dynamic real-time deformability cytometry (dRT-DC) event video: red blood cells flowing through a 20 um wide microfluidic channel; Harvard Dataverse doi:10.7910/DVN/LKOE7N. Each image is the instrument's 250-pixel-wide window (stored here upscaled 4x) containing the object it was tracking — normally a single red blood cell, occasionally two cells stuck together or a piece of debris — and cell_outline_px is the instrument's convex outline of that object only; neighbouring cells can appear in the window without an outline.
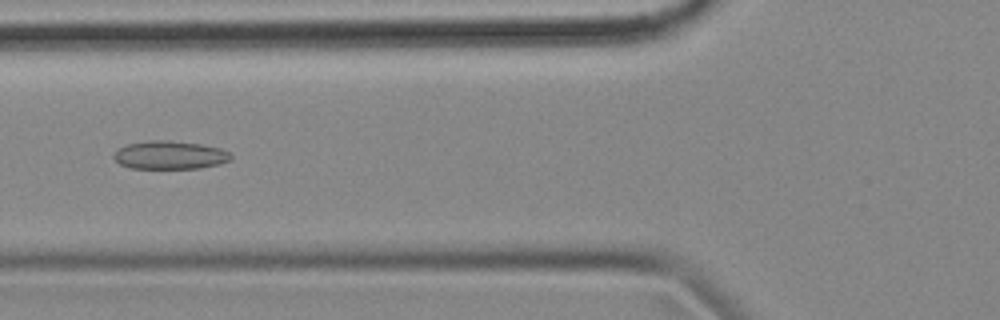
{"species": "common noctule bat (a hibernating species)", "species_latin": "Nyctalus noctula", "temperature_condition": "cold", "stored_images_in_passage": 46, "camera_frame_rate_fps": 3000, "um_per_image_px": 0.085, "animal": {"sex": "female", "body_mass_g": 18.4}, "frame": {"image": 1, "passage_image": 11, "time_ms": 3.333, "image_size_px": [1000, 320], "cell_outline_px": [[232, 156], [228, 160], [220, 164], [200, 168], [132, 168], [120, 164], [112, 156], [116, 148], [128, 144], [148, 140], [168, 140], [200, 144], [220, 148], [228, 152]], "centroid_in_image_um": [14.4, 13.17], "position_along_channel_um": 111.4, "area_um2": 19.25}}
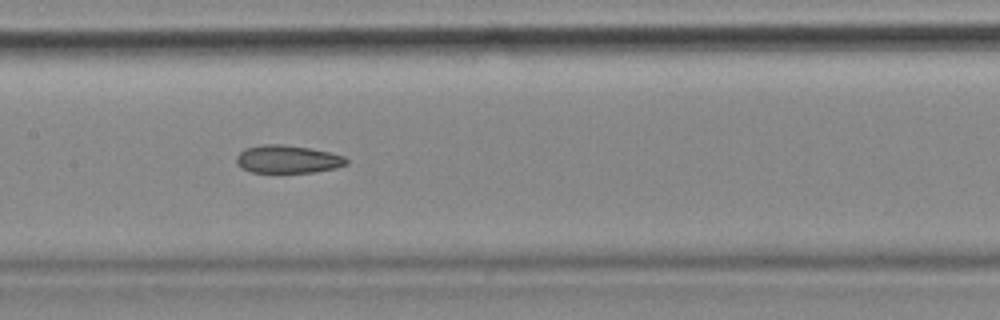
{"frame": {"image": 2, "passage_image": 17, "time_ms": 5.333, "image_size_px": [1000, 320], "cell_outline_px": [[348, 164], [336, 168], [312, 172], [252, 172], [240, 168], [236, 164], [236, 156], [244, 148], [264, 144], [280, 144], [308, 148], [328, 152], [344, 156], [348, 160]], "centroid_in_image_um": [24.42, 13.53], "position_along_channel_um": 183.0, "area_um2": 17.86}}
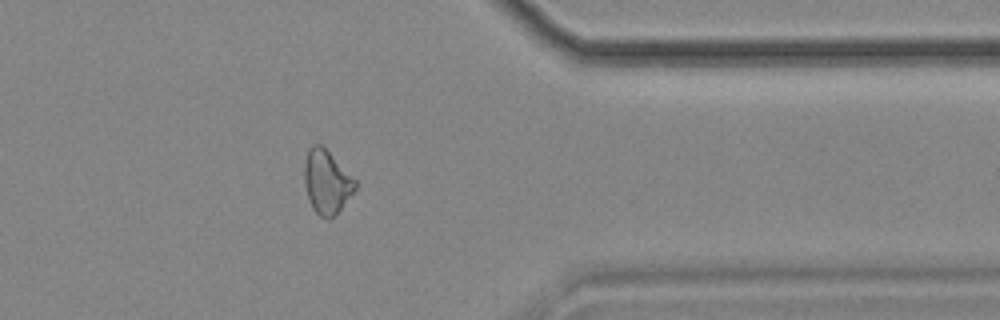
{"frame": {"image": 3, "passage_image": 35, "time_ms": 11.333, "image_size_px": [1000, 320], "cell_outline_px": [[356, 188], [340, 208], [328, 220], [320, 216], [312, 208], [304, 184], [304, 164], [308, 152], [312, 144], [320, 144], [356, 180]], "centroid_in_image_um": [27.74, 15.47], "position_along_channel_um": 383.7, "area_um2": 18.32}, "authors_computed_cell_mechanics": {"area_um2": 18.9295, "velocity_mm_per_s": 3.5744, "shape_relaxation_time_tau1_ms": null, "shape_relaxation_time_tau2_ms": 4.7347, "deformation_change_tau1": null, "deformation_change_tau2": 0.1223}}